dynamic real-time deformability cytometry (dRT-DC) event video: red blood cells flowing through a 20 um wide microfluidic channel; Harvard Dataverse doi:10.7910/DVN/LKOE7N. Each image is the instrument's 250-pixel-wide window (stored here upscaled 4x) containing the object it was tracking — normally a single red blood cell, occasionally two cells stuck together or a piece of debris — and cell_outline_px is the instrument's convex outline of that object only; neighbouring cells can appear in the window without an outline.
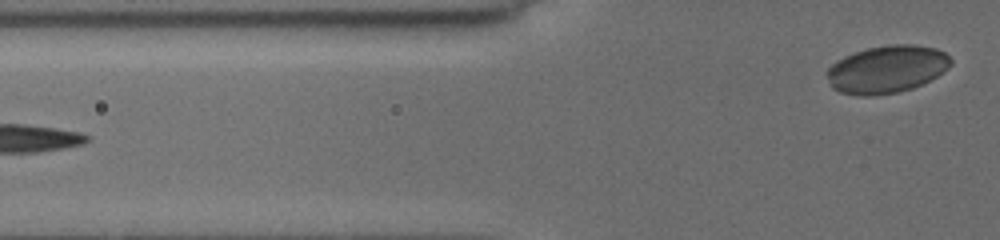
{"species": "common noctule bat (a hibernating species)", "species_latin": "Nyctalus noctula", "temperature_condition": "cold", "stored_images_in_passage": 8, "segment_of_instrument_passage": [2, 2], "camera_frame_rate_fps": 3000, "um_per_image_px": 0.085, "animal": {"sex": "female", "body_mass_g": 19.5, "forearm_length_mm": 54.1}, "frame": {"image": 1, "passage_image": 8, "time_ms": 7.0, "image_size_px": [1000, 240], "cell_outline_px": [[952, 64], [948, 68], [936, 76], [912, 88], [896, 92], [872, 96], [856, 96], [840, 92], [832, 88], [824, 72], [836, 60], [844, 56], [868, 48], [888, 44], [912, 44], [936, 48], [944, 52], [952, 60]], "centroid_in_image_um": [75.34, 5.88], "position_along_channel_um": 50.5, "area_um2": 34.39}}